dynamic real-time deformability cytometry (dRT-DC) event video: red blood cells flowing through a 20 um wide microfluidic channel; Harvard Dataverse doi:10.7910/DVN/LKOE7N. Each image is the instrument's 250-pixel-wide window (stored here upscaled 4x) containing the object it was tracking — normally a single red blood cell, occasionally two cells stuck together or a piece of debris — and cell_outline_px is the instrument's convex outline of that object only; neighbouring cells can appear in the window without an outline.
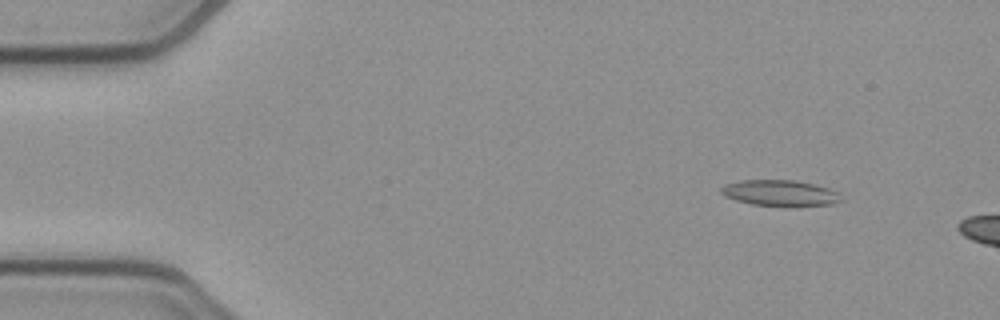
{"species": "common noctule bat (a hibernating species)", "species_latin": "Nyctalus noctula", "temperature_condition": "cold", "stored_images_in_passage": 10, "camera_frame_rate_fps": 3000, "um_per_image_px": 0.085, "animal": {"sex": "female", "body_mass_g": 21.9}, "frame": {"image": 1, "passage_image": 6, "time_ms": 1.667, "image_size_px": [1000, 320], "cell_outline_px": [[844, 200], [832, 204], [752, 204], [736, 200], [724, 196], [720, 192], [720, 188], [724, 184], [740, 180], [792, 180], [816, 184], [828, 188], [836, 192]], "centroid_in_image_um": [66.24, 16.36], "position_along_channel_um": 18.8, "area_um2": 17.51}}